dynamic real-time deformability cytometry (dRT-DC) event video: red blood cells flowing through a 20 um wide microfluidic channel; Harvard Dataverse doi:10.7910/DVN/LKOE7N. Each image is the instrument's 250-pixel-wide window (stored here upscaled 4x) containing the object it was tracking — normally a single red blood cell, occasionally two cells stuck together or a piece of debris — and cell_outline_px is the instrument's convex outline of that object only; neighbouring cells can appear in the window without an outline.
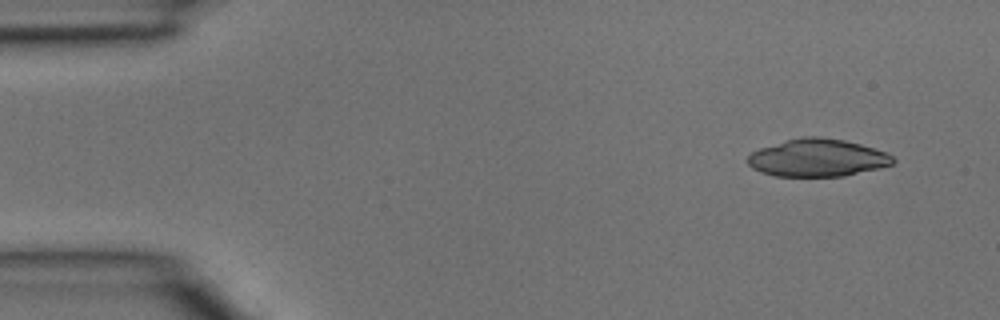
{"species": "common noctule bat (a hibernating species)", "species_latin": "Nyctalus noctula", "temperature_condition": "room temperature", "stored_images_in_passage": 3, "camera_frame_rate_fps": 3000, "um_per_image_px": 0.085, "animal": {"sex": "male", "body_mass_g": 15.6}, "frame": {"image": 1, "passage_image": 1, "time_ms": 0.0, "image_size_px": [1000, 320], "cell_outline_px": [[896, 160], [892, 164], [880, 168], [844, 176], [776, 176], [760, 172], [752, 168], [748, 164], [748, 156], [752, 152], [760, 148], [788, 140], [804, 136], [816, 136], [844, 140], [860, 144], [884, 152], [892, 156]], "centroid_in_image_um": [69.48, 13.42], "position_along_channel_um": 15.5, "area_um2": 31.56}}